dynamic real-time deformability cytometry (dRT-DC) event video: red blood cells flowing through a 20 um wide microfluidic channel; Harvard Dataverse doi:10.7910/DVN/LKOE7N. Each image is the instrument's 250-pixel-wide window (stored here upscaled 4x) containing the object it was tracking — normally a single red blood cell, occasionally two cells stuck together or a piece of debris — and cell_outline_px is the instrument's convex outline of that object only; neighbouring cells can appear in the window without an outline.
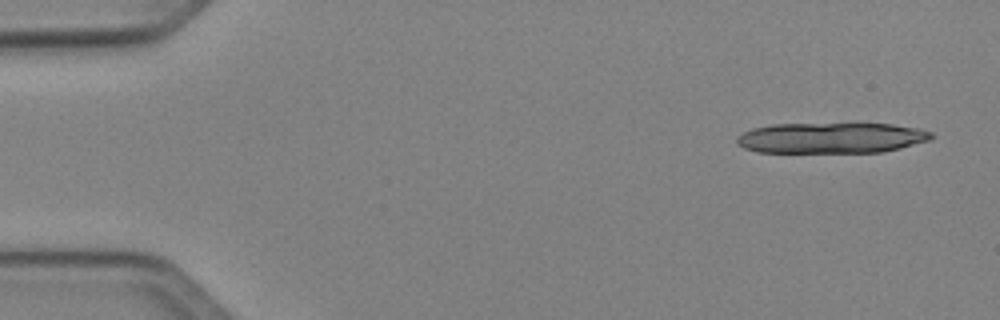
{"species": "Egyptian fruit bat (a non-hibernating species)", "species_latin": "Rousettus aegyptiacus", "temperature_condition": "cold", "stored_images_in_passage": 4, "camera_frame_rate_fps": 3000, "um_per_image_px": 0.085, "animal": {"sex": "female"}, "frame": {"image": 1, "passage_image": 1, "time_ms": 0.0, "image_size_px": [1000, 320], "cell_outline_px": [[936, 136], [932, 140], [884, 152], [756, 152], [744, 148], [736, 144], [736, 136], [752, 128], [772, 124], [892, 124], [920, 128], [932, 132]], "centroid_in_image_um": [70.69, 11.72], "position_along_channel_um": 14.3, "area_um2": 35.03}}